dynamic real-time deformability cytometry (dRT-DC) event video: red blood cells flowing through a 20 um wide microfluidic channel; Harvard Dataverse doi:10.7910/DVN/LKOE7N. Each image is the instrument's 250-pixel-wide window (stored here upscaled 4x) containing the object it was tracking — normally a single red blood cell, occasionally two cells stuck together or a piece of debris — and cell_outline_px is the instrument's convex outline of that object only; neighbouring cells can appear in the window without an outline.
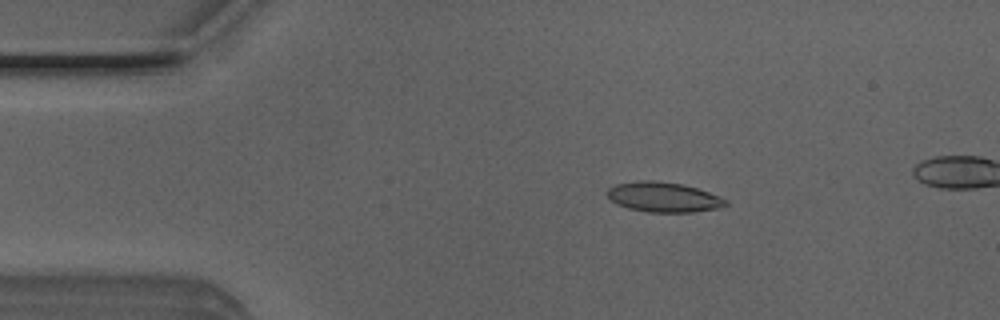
{"species": "Egyptian fruit bat (a non-hibernating species)", "species_latin": "Rousettus aegyptiacus", "temperature_condition": "room temperature", "stored_images_in_passage": 39, "camera_frame_rate_fps": 3000, "um_per_image_px": 0.085, "animal": {"sex": "male"}, "frame": {"image": 1, "passage_image": 1, "time_ms": 0.0, "image_size_px": [1000, 320], "cell_outline_px": [[728, 204], [720, 208], [692, 212], [648, 212], [628, 208], [616, 204], [608, 200], [604, 192], [608, 188], [616, 184], [636, 180], [652, 180], [684, 184], [708, 192], [728, 200]], "centroid_in_image_um": [56.33, 16.75], "position_along_channel_um": 28.7, "area_um2": 20.98}}
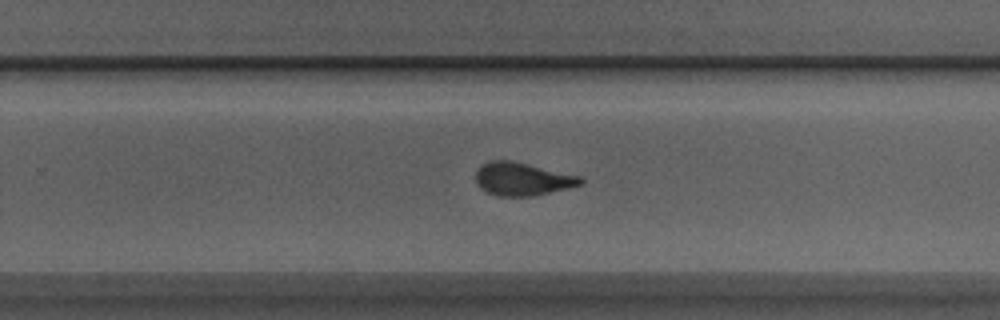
{"frame": {"image": 2, "passage_image": 24, "time_ms": 7.667, "image_size_px": [1000, 320], "cell_outline_px": [[584, 184], [568, 188], [532, 196], [500, 196], [488, 192], [480, 188], [476, 184], [476, 168], [480, 164], [488, 160], [512, 160], [580, 176], [584, 180]], "centroid_in_image_um": [44.37, 15.2], "position_along_channel_um": 285.4, "area_um2": 20.35}}
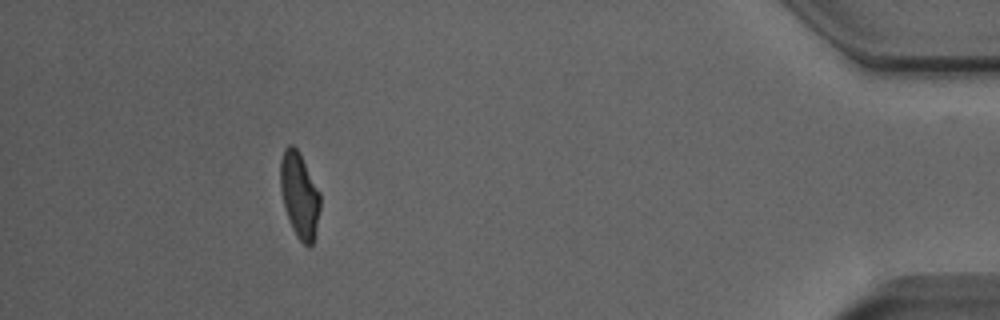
{"frame": {"image": 3, "passage_image": 38, "time_ms": 12.333, "image_size_px": [1000, 320], "cell_outline_px": [[320, 208], [316, 236], [312, 244], [308, 248], [296, 236], [292, 228], [284, 208], [280, 188], [280, 160], [284, 148], [288, 144], [292, 144], [300, 152], [320, 192]], "centroid_in_image_um": [25.46, 16.59], "position_along_channel_um": 409.7, "area_um2": 20.23}}